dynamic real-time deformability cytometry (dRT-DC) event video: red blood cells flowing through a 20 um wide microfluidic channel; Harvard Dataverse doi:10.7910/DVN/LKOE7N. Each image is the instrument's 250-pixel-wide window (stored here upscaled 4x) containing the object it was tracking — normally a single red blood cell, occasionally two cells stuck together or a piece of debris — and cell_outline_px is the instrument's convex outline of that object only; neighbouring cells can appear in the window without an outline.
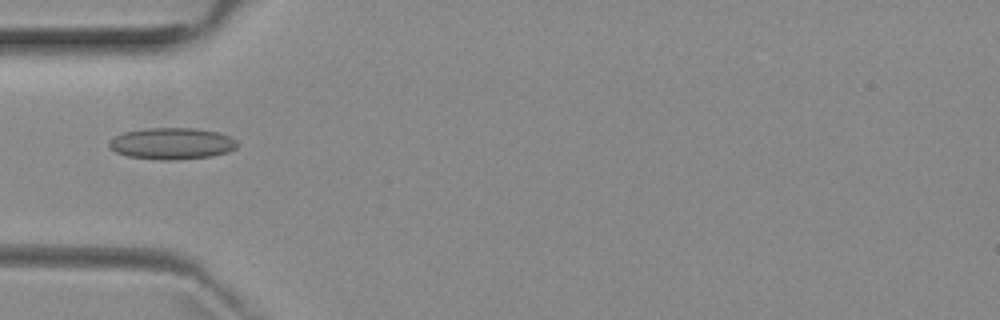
{"species": "common noctule bat (a hibernating species)", "species_latin": "Nyctalus noctula", "temperature_condition": "room temperature", "stored_images_in_passage": 4, "camera_frame_rate_fps": 3000, "um_per_image_px": 0.085, "animal": {"sex": "female", "body_mass_g": 29.2, "forearm_length_mm": 56.3}, "frame": {"image": 1, "passage_image": 4, "time_ms": 4.333, "image_size_px": [1000, 320], "cell_outline_px": [[236, 148], [228, 152], [212, 156], [176, 160], [164, 160], [128, 156], [116, 152], [108, 148], [108, 140], [124, 132], [144, 128], [196, 128], [220, 132], [232, 136], [236, 140]], "centroid_in_image_um": [14.62, 12.19], "position_along_channel_um": 70.4, "area_um2": 23.81}}